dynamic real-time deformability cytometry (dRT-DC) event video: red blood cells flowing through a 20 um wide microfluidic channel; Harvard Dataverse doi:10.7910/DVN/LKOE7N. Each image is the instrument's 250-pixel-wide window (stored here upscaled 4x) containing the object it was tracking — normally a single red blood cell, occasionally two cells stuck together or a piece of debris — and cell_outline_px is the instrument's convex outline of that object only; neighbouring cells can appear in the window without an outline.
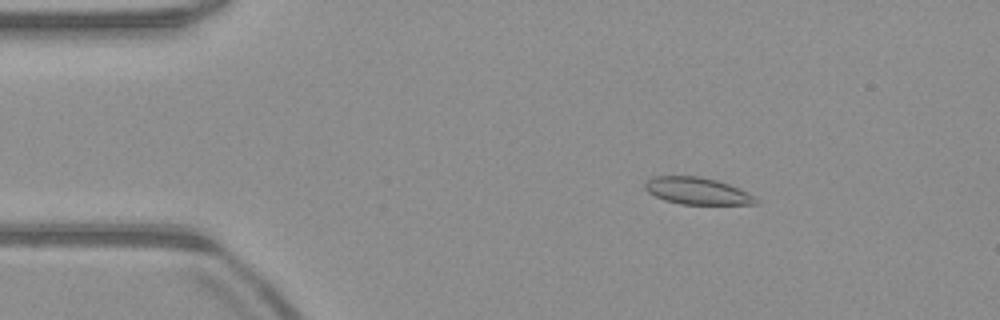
{"species": "common noctule bat (a hibernating species)", "species_latin": "Nyctalus noctula", "temperature_condition": "warm", "stored_images_in_passage": 52, "camera_frame_rate_fps": 3000, "um_per_image_px": 0.085, "animal": {"sex": "male", "body_mass_g": 23.1, "forearm_length_mm": 52.7}, "frame": {"image": 1, "passage_image": 9, "time_ms": 2.667, "image_size_px": [1000, 320], "cell_outline_px": [[760, 204], [680, 204], [664, 200], [648, 192], [644, 188], [644, 184], [652, 176], [696, 176], [716, 180], [740, 188], [748, 192], [760, 200]], "centroid_in_image_um": [59.28, 16.23], "position_along_channel_um": 25.7, "area_um2": 17.46}}
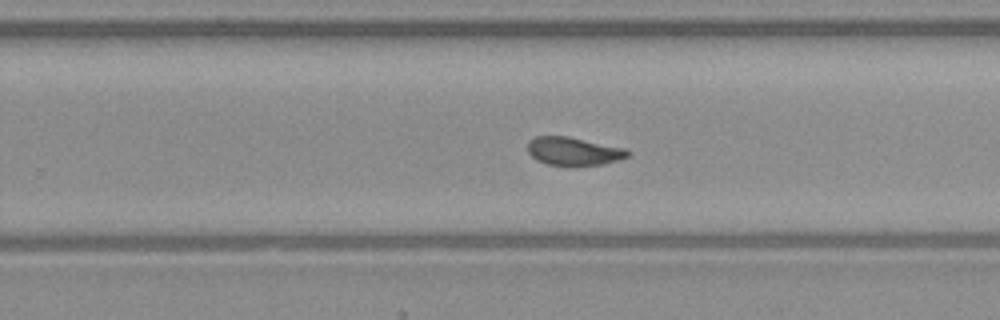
{"frame": {"image": 2, "passage_image": 33, "time_ms": 10.667, "image_size_px": [1000, 320], "cell_outline_px": [[632, 152], [628, 156], [620, 160], [604, 164], [548, 164], [536, 160], [528, 152], [528, 140], [536, 136], [568, 136], [624, 148]], "centroid_in_image_um": [48.76, 12.83], "position_along_channel_um": 281.0, "area_um2": 16.18}}
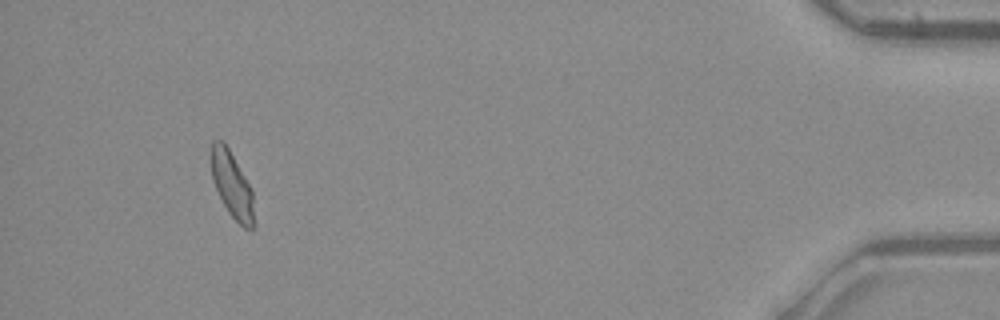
{"frame": {"image": 3, "passage_image": 49, "time_ms": 16.0, "image_size_px": [1000, 320], "cell_outline_px": [[256, 224], [252, 232], [244, 228], [228, 212], [212, 180], [212, 140], [224, 140], [252, 188]], "centroid_in_image_um": [19.78, 15.77], "position_along_channel_um": 415.4, "area_um2": 16.7}, "authors_computed_cell_mechanics": {"area_um2": 17.1955, "velocity_mm_per_s": 3.9582, "shape_relaxation_time_tau1_ms": null, "shape_relaxation_time_tau2_ms": 1.4086, "deformation_change_tau1": null, "deformation_change_tau2": 0.0484}}